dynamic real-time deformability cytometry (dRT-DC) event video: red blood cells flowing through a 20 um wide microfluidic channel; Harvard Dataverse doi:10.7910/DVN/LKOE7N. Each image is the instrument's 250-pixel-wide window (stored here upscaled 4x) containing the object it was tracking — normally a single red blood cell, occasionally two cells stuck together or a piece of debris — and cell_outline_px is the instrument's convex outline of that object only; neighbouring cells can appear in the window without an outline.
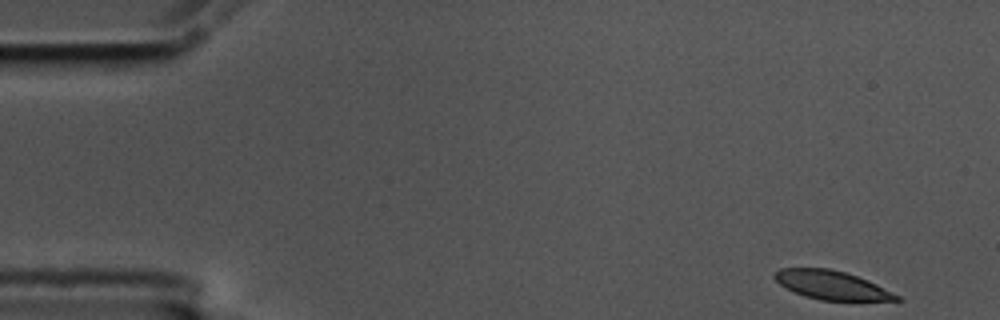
{"species": "common noctule bat (a hibernating species)", "species_latin": "Nyctalus noctula", "temperature_condition": "cold", "stored_images_in_passage": 54, "camera_frame_rate_fps": 3000, "um_per_image_px": 0.085, "animal": {"sex": "male", "body_mass_g": 17.5, "forearm_length_mm": 52.3}, "frame": {"image": 1, "passage_image": 1, "time_ms": 0.0, "image_size_px": [1000, 320], "cell_outline_px": [[904, 300], [820, 300], [804, 296], [780, 284], [772, 276], [780, 268], [828, 268], [844, 272], [868, 280], [900, 296]], "centroid_in_image_um": [70.68, 24.23], "position_along_channel_um": 14.3, "area_um2": 20.06}}
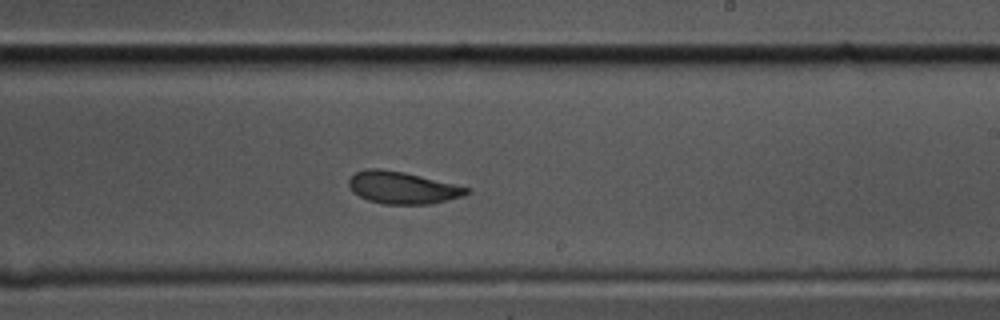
{"frame": {"image": 2, "passage_image": 31, "time_ms": 10.0, "image_size_px": [1000, 320], "cell_outline_px": [[472, 192], [464, 196], [432, 204], [384, 204], [368, 200], [352, 192], [348, 184], [348, 180], [356, 172], [368, 168], [380, 168], [404, 172], [472, 188]], "centroid_in_image_um": [34.24, 15.95], "position_along_channel_um": 254.8, "area_um2": 22.25}}
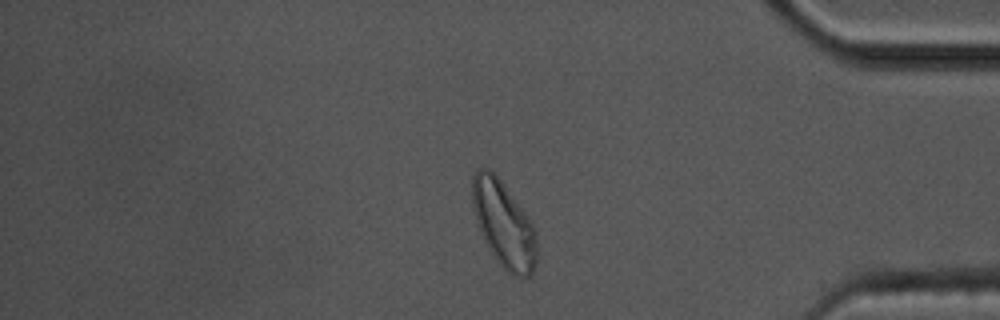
{"frame": {"image": 3, "passage_image": 45, "time_ms": 14.667, "image_size_px": [1000, 320], "cell_outline_px": [[536, 264], [532, 272], [524, 280], [520, 280], [512, 276], [496, 260], [488, 248], [484, 240], [476, 220], [472, 204], [472, 176], [476, 168], [488, 168], [500, 180], [528, 216], [532, 224], [536, 236]], "centroid_in_image_um": [42.81, 19.1], "position_along_channel_um": 392.4, "area_um2": 32.31}, "authors_computed_cell_mechanics": {"area_um2": 22.7732, "velocity_mm_per_s": 3.5122, "shape_relaxation_time_tau1_ms": 3.9345, "shape_relaxation_time_tau2_ms": 2.3237, "deformation_change_tau1": 0.125, "deformation_change_tau2": 0.0646}}